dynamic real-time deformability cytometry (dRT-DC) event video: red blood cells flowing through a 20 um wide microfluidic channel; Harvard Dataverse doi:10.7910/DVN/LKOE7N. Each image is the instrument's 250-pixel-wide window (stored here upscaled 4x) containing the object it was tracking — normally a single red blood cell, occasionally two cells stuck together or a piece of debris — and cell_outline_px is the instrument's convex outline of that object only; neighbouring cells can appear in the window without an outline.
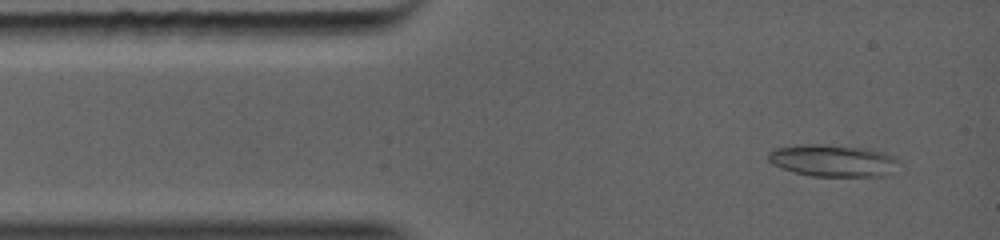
{"species": "common noctule bat (a hibernating species)", "species_latin": "Nyctalus noctula", "temperature_condition": "warm", "stored_images_in_passage": 56, "camera_frame_rate_fps": 5000, "um_per_image_px": 0.085, "animal": {"sex": "female", "body_mass_g": 19.0, "forearm_length_mm": 56.7}, "frame": {"image": 1, "passage_image": 4, "time_ms": 0.6, "image_size_px": [1000, 240], "cell_outline_px": [[900, 172], [888, 176], [812, 176], [792, 172], [780, 168], [772, 164], [768, 160], [768, 152], [776, 148], [848, 148], [884, 152], [896, 156]], "centroid_in_image_um": [70.94, 13.76], "position_along_channel_um": 14.1, "area_um2": 23.12}}
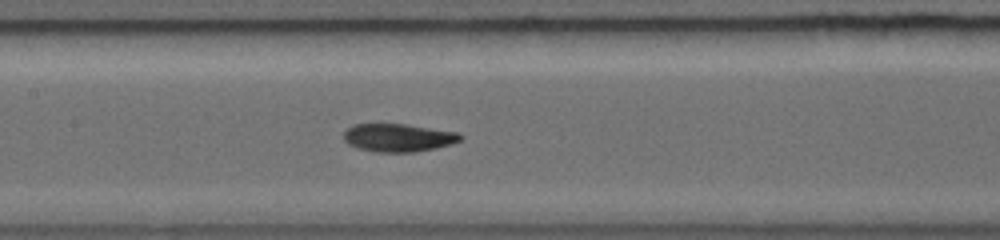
{"frame": {"image": 2, "passage_image": 27, "time_ms": 4.8, "image_size_px": [1000, 240], "cell_outline_px": [[460, 140], [436, 148], [412, 152], [380, 152], [360, 148], [352, 144], [344, 136], [352, 128], [360, 124], [396, 124], [448, 132], [460, 136]], "centroid_in_image_um": [33.83, 11.73], "position_along_channel_um": 173.6, "area_um2": 17.46}}
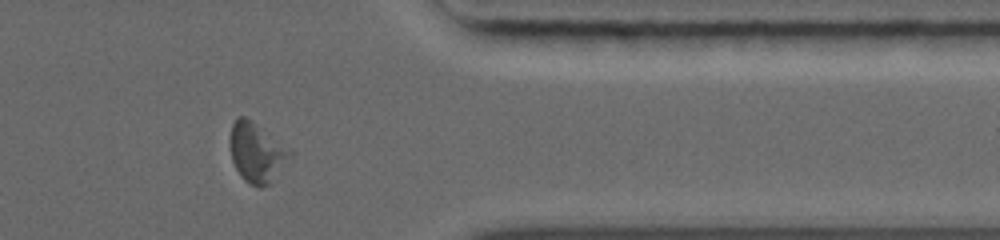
{"frame": {"image": 3, "passage_image": 50, "time_ms": 9.4, "image_size_px": [1000, 240], "cell_outline_px": [[284, 152], [272, 184], [260, 188], [244, 180], [236, 168], [232, 160], [232, 124], [240, 116], [248, 120]], "centroid_in_image_um": [21.63, 13.08], "position_along_channel_um": 389.8, "area_um2": 17.63}}